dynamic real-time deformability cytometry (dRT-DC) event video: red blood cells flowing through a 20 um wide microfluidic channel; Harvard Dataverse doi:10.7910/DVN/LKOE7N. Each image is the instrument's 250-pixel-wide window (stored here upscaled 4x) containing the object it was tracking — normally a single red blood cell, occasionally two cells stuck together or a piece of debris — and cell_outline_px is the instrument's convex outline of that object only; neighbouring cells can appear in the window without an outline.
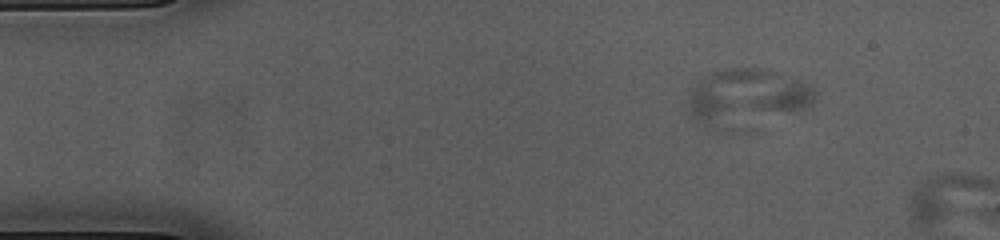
{"species": "common noctule bat (a hibernating species)", "species_latin": "Nyctalus noctula", "temperature_condition": "cold", "stored_images_in_passage": 10, "segment_of_instrument_passage": [1, 2], "camera_frame_rate_fps": 3000, "um_per_image_px": 0.085, "animal": {"sex": "female", "body_mass_g": 23.0, "forearm_length_mm": 53.4}, "frame": {"image": 1, "passage_image": 6, "time_ms": 1.667, "image_size_px": [1000, 240], "cell_outline_px": [[816, 100], [808, 108], [760, 132], [720, 132], [704, 128], [692, 120], [688, 108], [688, 96], [692, 88], [704, 76], [712, 72], [728, 68], [760, 68], [800, 80], [816, 88]], "centroid_in_image_um": [63.52, 8.47], "position_along_channel_um": 21.5, "area_um2": 45.89}}